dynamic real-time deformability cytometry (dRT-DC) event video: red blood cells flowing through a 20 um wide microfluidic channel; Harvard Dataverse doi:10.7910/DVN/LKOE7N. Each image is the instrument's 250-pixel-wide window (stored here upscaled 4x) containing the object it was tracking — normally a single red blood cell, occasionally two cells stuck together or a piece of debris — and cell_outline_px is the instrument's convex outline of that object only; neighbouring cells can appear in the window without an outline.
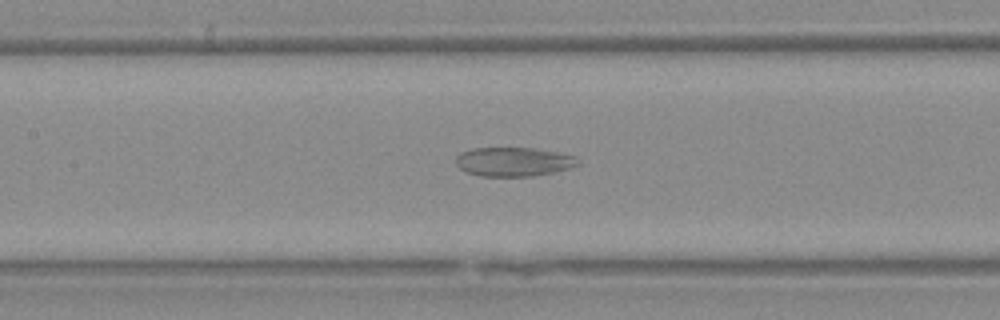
{"species": "Egyptian fruit bat (a non-hibernating species)", "species_latin": "Rousettus aegyptiacus", "temperature_condition": "warm", "stored_images_in_passage": 38, "segment_of_instrument_passage": [1, 2], "camera_frame_rate_fps": 3000, "um_per_image_px": 0.085, "animal": {"sex": "female"}, "frame": {"image": 1, "passage_image": 15, "time_ms": 4.667, "image_size_px": [1000, 320], "cell_outline_px": [[580, 164], [568, 168], [552, 172], [532, 176], [480, 176], [468, 172], [460, 168], [456, 164], [456, 156], [460, 152], [472, 148], [536, 148], [556, 152], [572, 156]], "centroid_in_image_um": [43.59, 13.74], "position_along_channel_um": 163.8, "area_um2": 20.4}}
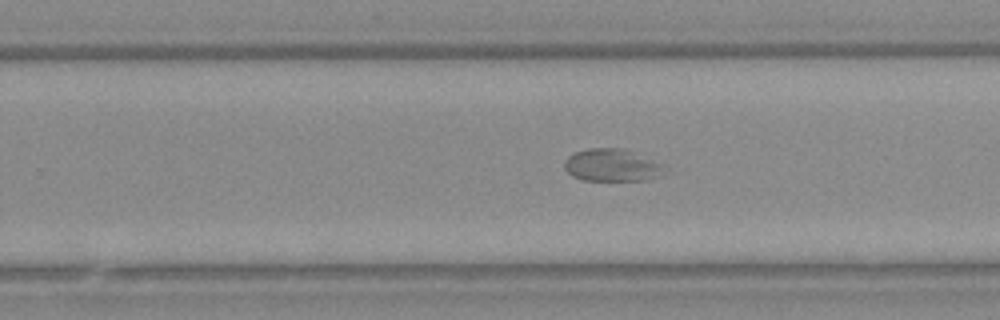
{"frame": {"image": 2, "passage_image": 24, "time_ms": 7.667, "image_size_px": [1000, 320], "cell_outline_px": [[668, 172], [644, 180], [584, 180], [572, 176], [564, 168], [564, 160], [568, 156], [576, 152], [588, 148], [620, 148], [660, 164]], "centroid_in_image_um": [51.94, 14.05], "position_along_channel_um": 277.9, "area_um2": 18.44}}
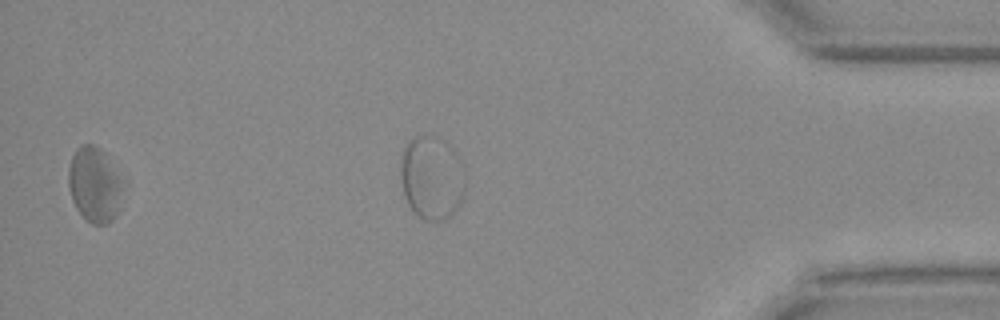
{"frame": {"image": 3, "passage_image": 36, "time_ms": 11.667, "image_size_px": [1000, 320], "cell_outline_px": [[120, 184], [116, 212], [112, 220], [108, 224], [92, 224], [84, 220], [76, 208], [72, 200], [68, 188], [68, 168], [72, 156], [76, 148], [80, 144], [92, 144], [104, 152], [120, 180]], "centroid_in_image_um": [7.93, 15.7], "position_along_channel_um": 427.3, "area_um2": 23.18}}